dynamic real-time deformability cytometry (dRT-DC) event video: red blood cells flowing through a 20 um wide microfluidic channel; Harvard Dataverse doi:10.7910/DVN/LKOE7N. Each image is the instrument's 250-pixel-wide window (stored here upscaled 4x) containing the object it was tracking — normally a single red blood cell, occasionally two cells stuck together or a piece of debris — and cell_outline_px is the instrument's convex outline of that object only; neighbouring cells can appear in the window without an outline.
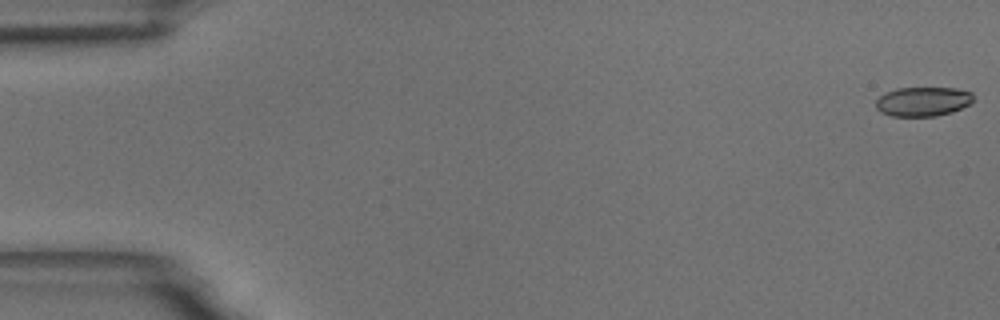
{"species": "common noctule bat (a hibernating species)", "species_latin": "Nyctalus noctula", "temperature_condition": "room temperature", "stored_images_in_passage": 56, "camera_frame_rate_fps": 3000, "um_per_image_px": 0.085, "animal": {"sex": "male", "body_mass_g": 18.8}, "frame": {"image": 1, "passage_image": 1, "time_ms": 0.0, "image_size_px": [1000, 320], "cell_outline_px": [[972, 100], [968, 104], [952, 112], [936, 116], [892, 116], [880, 112], [876, 108], [876, 100], [880, 96], [896, 88], [956, 88], [972, 92]], "centroid_in_image_um": [78.43, 8.63], "position_along_channel_um": 6.6, "area_um2": 16.53}}
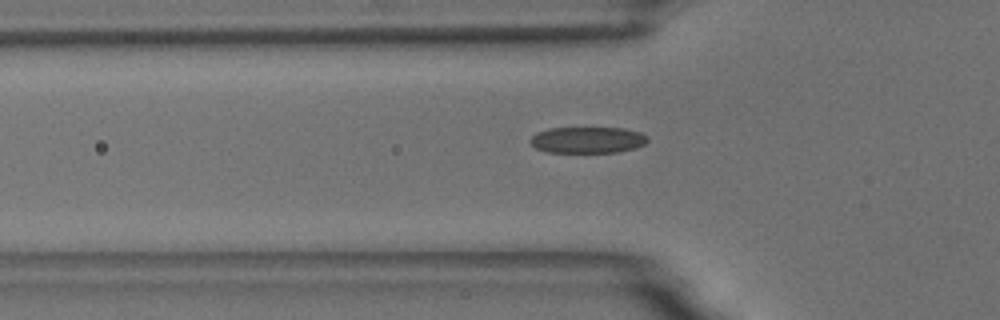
{"frame": {"image": 2, "passage_image": 19, "time_ms": 6.0, "image_size_px": [1000, 320], "cell_outline_px": [[648, 140], [644, 144], [636, 148], [616, 152], [548, 152], [536, 148], [528, 140], [536, 132], [548, 128], [624, 128], [640, 132]], "centroid_in_image_um": [49.91, 11.89], "position_along_channel_um": 75.9, "area_um2": 17.92}}
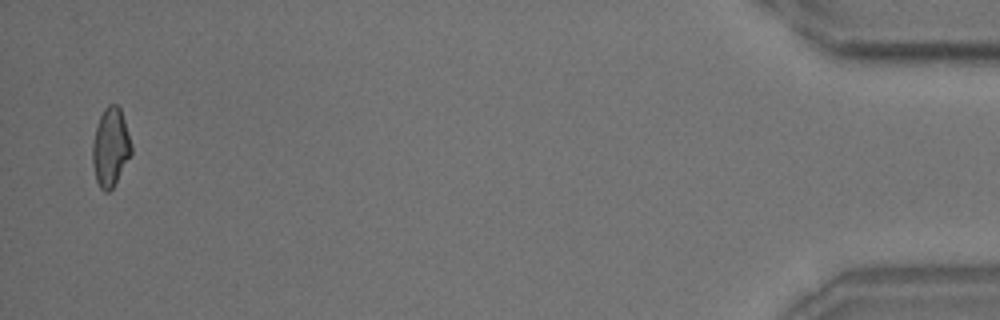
{"frame": {"image": 3, "passage_image": 55, "time_ms": 18.0, "image_size_px": [1000, 320], "cell_outline_px": [[132, 152], [112, 188], [108, 192], [104, 192], [100, 188], [96, 180], [92, 164], [92, 144], [96, 124], [104, 108], [108, 104], [116, 104], [120, 108], [132, 144]], "centroid_in_image_um": [9.37, 12.5], "position_along_channel_um": 425.8, "area_um2": 17.74}, "authors_computed_cell_mechanics": {"area_um2": 18.0336, "velocity_mm_per_s": 3.625, "shape_relaxation_time_tau1_ms": 5.4841, "shape_relaxation_time_tau2_ms": 2.1175, "deformation_change_tau1": 0.1438, "deformation_change_tau2": 0.0903}}